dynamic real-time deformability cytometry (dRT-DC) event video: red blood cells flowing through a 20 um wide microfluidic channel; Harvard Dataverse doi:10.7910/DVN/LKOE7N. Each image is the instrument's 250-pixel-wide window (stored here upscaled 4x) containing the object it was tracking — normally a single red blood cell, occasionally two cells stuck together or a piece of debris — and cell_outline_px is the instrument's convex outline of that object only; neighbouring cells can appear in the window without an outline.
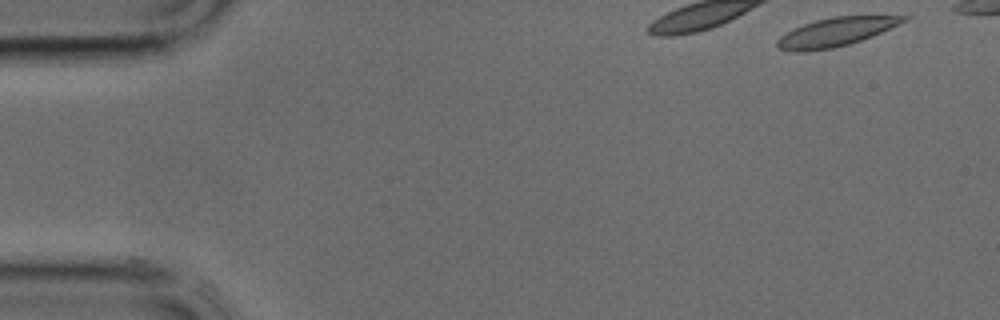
{"species": "common noctule bat (a hibernating species)", "species_latin": "Nyctalus noctula", "temperature_condition": "cold", "stored_images_in_passage": 12, "camera_frame_rate_fps": 3000, "um_per_image_px": 0.085, "animal": {"sex": "male", "body_mass_g": 17.9, "forearm_length_mm": 54.2}, "frame": {"image": 1, "passage_image": 1, "time_ms": 0.0, "image_size_px": [1000, 320], "cell_outline_px": [[912, 16], [908, 20], [872, 36], [848, 44], [832, 48], [804, 52], [792, 52], [776, 48], [776, 40], [780, 36], [792, 28], [816, 20], [832, 16]], "centroid_in_image_um": [70.98, 2.73], "position_along_channel_um": 14.0, "area_um2": 21.1}}